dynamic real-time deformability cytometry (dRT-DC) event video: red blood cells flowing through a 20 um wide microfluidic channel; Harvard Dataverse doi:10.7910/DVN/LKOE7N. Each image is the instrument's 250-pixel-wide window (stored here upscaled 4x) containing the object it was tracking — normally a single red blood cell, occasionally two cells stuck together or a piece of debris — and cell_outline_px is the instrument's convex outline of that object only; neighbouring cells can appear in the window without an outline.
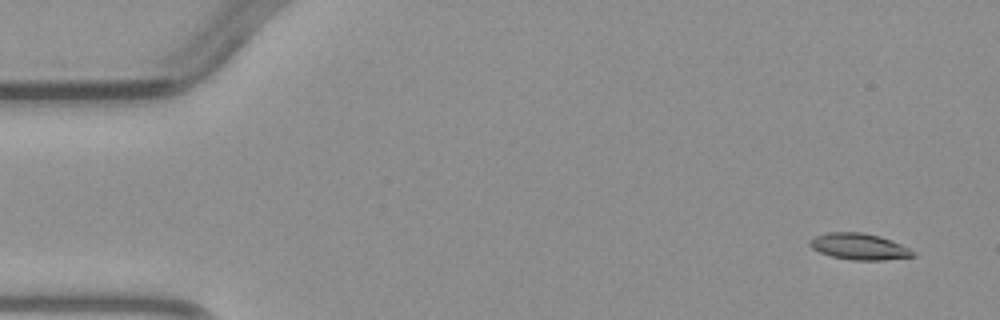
{"species": "common noctule bat (a hibernating species)", "species_latin": "Nyctalus noctula", "temperature_condition": "warm", "stored_images_in_passage": 4, "camera_frame_rate_fps": 3000, "um_per_image_px": 0.085, "animal": {"sex": "male", "body_mass_g": 23.1, "forearm_length_mm": 52.7}, "frame": {"image": 1, "passage_image": 1, "time_ms": 0.0, "image_size_px": [1000, 320], "cell_outline_px": [[916, 256], [884, 260], [852, 260], [832, 256], [820, 252], [812, 248], [808, 244], [808, 240], [816, 236], [828, 232], [864, 232], [880, 236], [892, 240], [908, 248]], "centroid_in_image_um": [73.0, 20.95], "position_along_channel_um": 12.0, "area_um2": 15.78}}
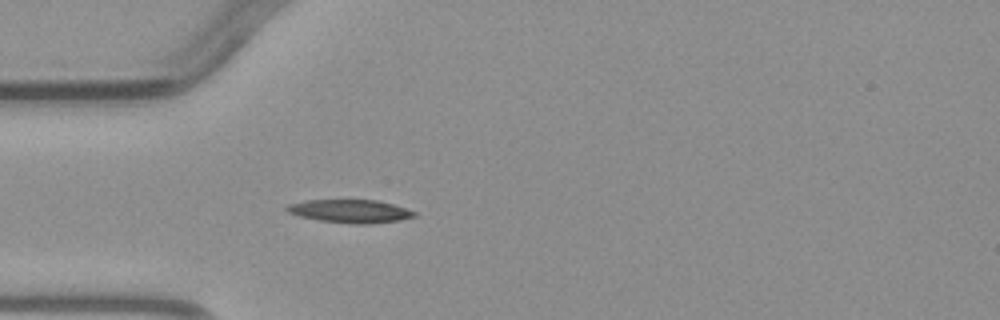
{"frame": {"image": 2, "passage_image": 4, "time_ms": 3.667, "image_size_px": [1000, 320], "cell_outline_px": [[416, 216], [400, 220], [372, 224], [352, 224], [320, 220], [300, 216], [288, 212], [284, 208], [288, 204], [304, 200], [376, 200], [392, 204], [416, 212]], "centroid_in_image_um": [29.75, 17.95], "position_along_channel_um": 55.2, "area_um2": 17.17}}